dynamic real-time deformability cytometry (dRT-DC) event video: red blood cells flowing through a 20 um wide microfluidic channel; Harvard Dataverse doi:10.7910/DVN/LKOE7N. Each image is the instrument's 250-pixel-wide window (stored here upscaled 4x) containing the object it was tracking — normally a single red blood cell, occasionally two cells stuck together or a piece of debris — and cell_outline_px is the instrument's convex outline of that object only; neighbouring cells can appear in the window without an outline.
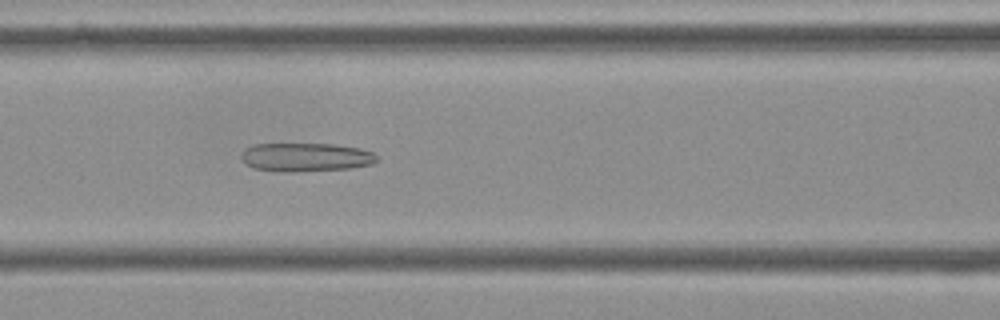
{"species": "Egyptian fruit bat (a non-hibernating species)", "species_latin": "Rousettus aegyptiacus", "temperature_condition": "cold", "stored_images_in_passage": 44, "camera_frame_rate_fps": 3000, "um_per_image_px": 0.085, "frame": {"image": 1, "passage_image": 12, "time_ms": 3.667, "image_size_px": [1000, 320], "cell_outline_px": [[376, 160], [372, 164], [352, 168], [300, 172], [280, 172], [252, 168], [240, 156], [244, 148], [252, 144], [332, 144], [360, 148], [372, 152], [376, 156]], "centroid_in_image_um": [25.96, 13.37], "position_along_channel_um": 140.6, "area_um2": 22.77}}
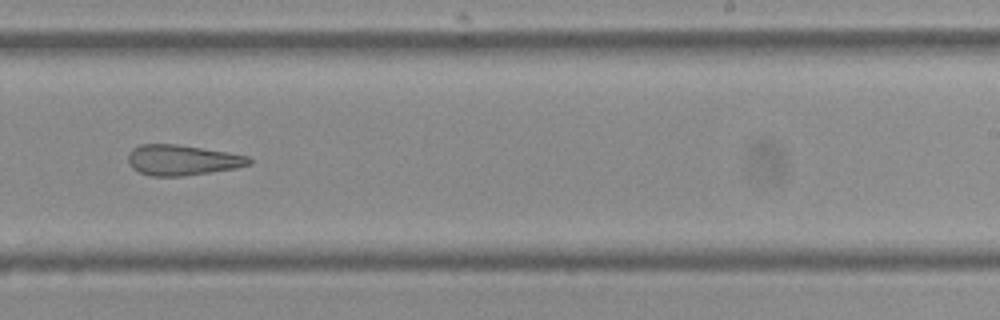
{"frame": {"image": 2, "passage_image": 23, "time_ms": 7.333, "image_size_px": [1000, 320], "cell_outline_px": [[252, 164], [236, 168], [180, 176], [152, 176], [140, 172], [132, 168], [128, 164], [128, 152], [132, 148], [140, 144], [176, 144], [228, 152], [248, 156], [252, 160]], "centroid_in_image_um": [15.47, 13.6], "position_along_channel_um": 273.5, "area_um2": 21.44}}
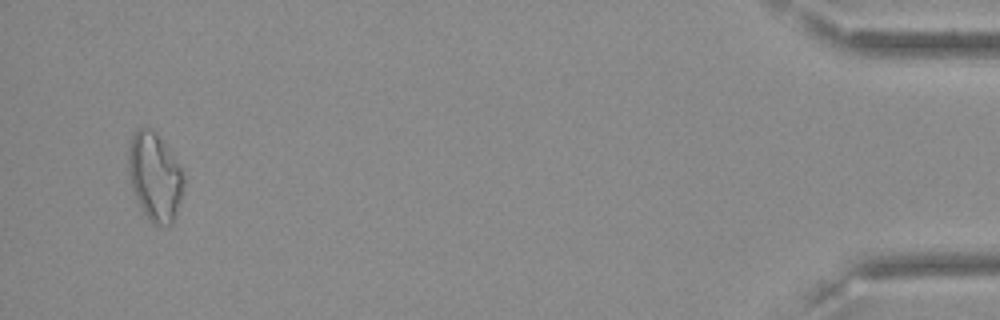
{"frame": {"image": 3, "passage_image": 42, "time_ms": 13.667, "image_size_px": [1000, 320], "cell_outline_px": [[184, 184], [176, 212], [172, 224], [160, 228], [152, 224], [148, 220], [132, 192], [128, 172], [128, 144], [136, 128], [148, 128], [164, 144], [180, 168], [184, 176]], "centroid_in_image_um": [13.11, 15.09], "position_along_channel_um": 422.1, "area_um2": 28.21}, "authors_computed_cell_mechanics": {"area_um2": 23.3223, "velocity_mm_per_s": 3.6337, "shape_relaxation_time_tau1_ms": null, "shape_relaxation_time_tau2_ms": 6.1769, "deformation_change_tau1": null, "deformation_change_tau2": 0.1844}}